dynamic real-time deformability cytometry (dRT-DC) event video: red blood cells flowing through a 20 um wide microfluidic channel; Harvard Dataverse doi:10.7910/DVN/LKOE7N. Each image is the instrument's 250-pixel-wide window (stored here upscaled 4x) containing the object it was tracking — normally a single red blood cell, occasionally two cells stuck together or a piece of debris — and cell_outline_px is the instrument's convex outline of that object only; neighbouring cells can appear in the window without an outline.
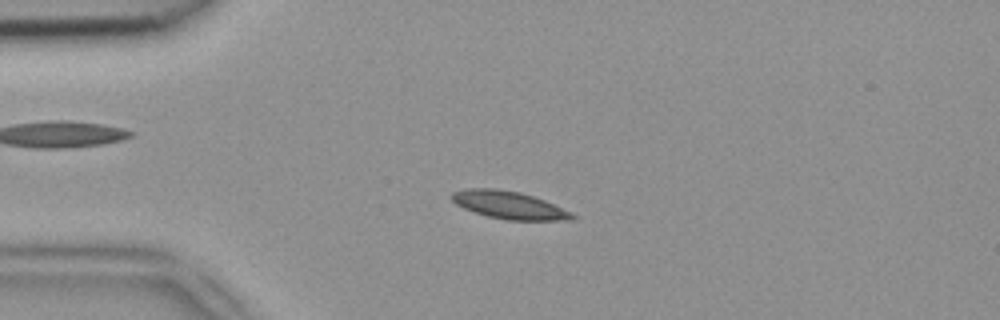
{"species": "common noctule bat (a hibernating species)", "species_latin": "Nyctalus noctula", "temperature_condition": "room temperature", "stored_images_in_passage": 43, "camera_frame_rate_fps": 3000, "um_per_image_px": 0.085, "animal": {"sex": "female", "body_mass_g": 18.4}, "frame": {"image": 1, "passage_image": 5, "time_ms": 1.333, "image_size_px": [1000, 320], "cell_outline_px": [[576, 220], [508, 220], [488, 216], [464, 208], [456, 204], [448, 196], [452, 192], [468, 188], [496, 188], [520, 192], [544, 200], [572, 212], [576, 216]], "centroid_in_image_um": [43.27, 17.42], "position_along_channel_um": 41.7, "area_um2": 19.42}}
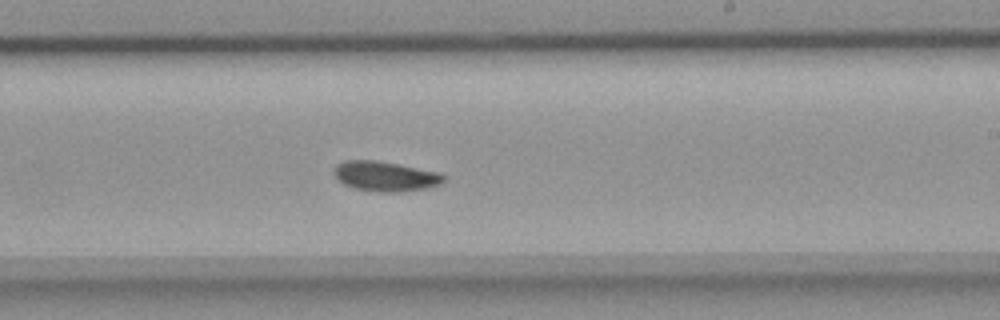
{"frame": {"image": 2, "passage_image": 23, "time_ms": 7.333, "image_size_px": [1000, 320], "cell_outline_px": [[448, 176], [444, 184], [428, 188], [400, 192], [380, 192], [352, 188], [344, 184], [332, 172], [332, 168], [336, 164], [344, 160], [376, 160], [440, 172]], "centroid_in_image_um": [32.8, 14.98], "position_along_channel_um": 256.2, "area_um2": 19.54}}
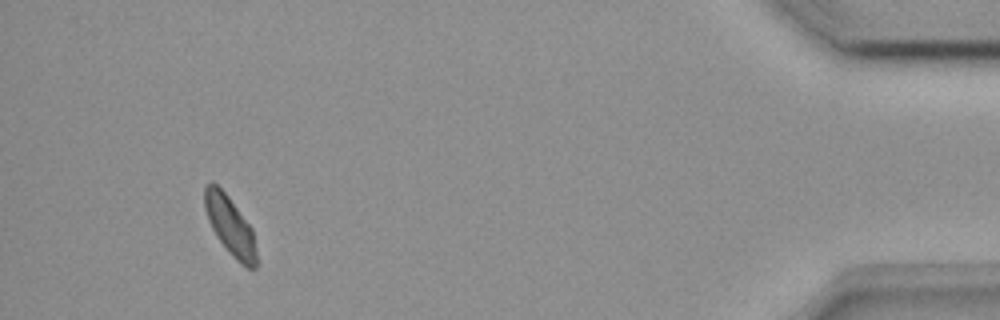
{"frame": {"image": 3, "passage_image": 40, "time_ms": 13.0, "image_size_px": [1000, 320], "cell_outline_px": [[256, 268], [248, 268], [240, 264], [232, 256], [216, 236], [208, 220], [204, 208], [204, 184], [212, 180], [228, 196], [252, 228], [256, 252]], "centroid_in_image_um": [19.53, 19.16], "position_along_channel_um": 415.7, "area_um2": 17.74}}